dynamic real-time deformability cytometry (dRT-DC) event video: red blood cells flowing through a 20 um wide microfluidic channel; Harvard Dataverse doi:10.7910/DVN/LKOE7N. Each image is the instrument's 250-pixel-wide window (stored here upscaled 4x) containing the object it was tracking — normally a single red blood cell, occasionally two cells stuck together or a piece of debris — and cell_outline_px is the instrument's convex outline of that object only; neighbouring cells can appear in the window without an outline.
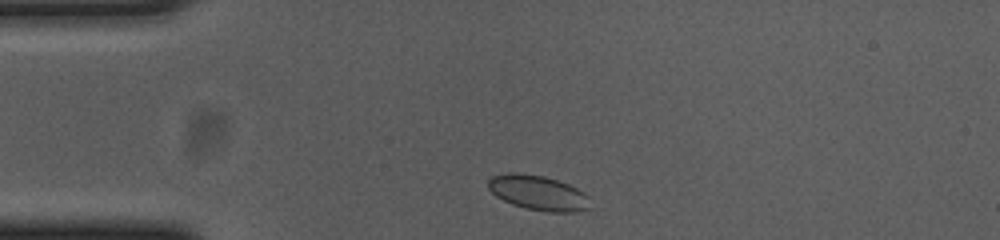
{"species": "common noctule bat (a hibernating species)", "species_latin": "Nyctalus noctula", "temperature_condition": "cold", "stored_images_in_passage": 35, "camera_frame_rate_fps": 3000, "um_per_image_px": 0.085, "animal": {"sex": "female", "body_mass_g": 23.0, "forearm_length_mm": 53.4}, "frame": {"image": 1, "passage_image": 1, "time_ms": 0.0, "image_size_px": [1000, 240], "cell_outline_px": [[588, 208], [576, 212], [548, 212], [524, 208], [512, 204], [496, 196], [488, 188], [488, 180], [492, 176], [508, 172], [516, 172], [544, 176], [568, 184], [584, 192], [588, 196]], "centroid_in_image_um": [45.71, 16.38], "position_along_channel_um": 39.3, "area_um2": 20.63}}
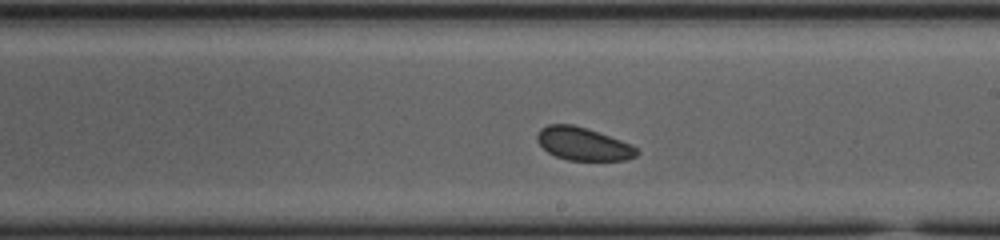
{"frame": {"image": 2, "passage_image": 20, "time_ms": 6.333, "image_size_px": [1000, 240], "cell_outline_px": [[640, 152], [636, 156], [628, 160], [568, 160], [556, 156], [548, 152], [536, 140], [536, 136], [540, 128], [548, 124], [572, 124], [632, 144]], "centroid_in_image_um": [49.56, 12.24], "position_along_channel_um": 239.4, "area_um2": 18.96}}
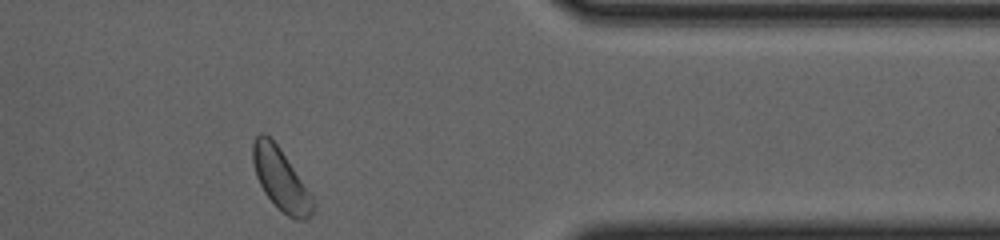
{"frame": {"image": 3, "passage_image": 34, "time_ms": 11.0, "image_size_px": [1000, 240], "cell_outline_px": [[316, 212], [304, 220], [296, 220], [288, 216], [264, 192], [256, 176], [252, 160], [252, 144], [256, 136], [260, 132], [264, 132], [280, 148], [312, 196]], "centroid_in_image_um": [23.86, 15.23], "position_along_channel_um": 387.5, "area_um2": 21.33}, "authors_computed_cell_mechanics": {"area_um2": 19.5364, "velocity_mm_per_s": 3.612, "shape_relaxation_time_tau1_ms": null, "shape_relaxation_time_tau2_ms": 4.7478, "deformation_change_tau1": null, "deformation_change_tau2": 0.0869}}